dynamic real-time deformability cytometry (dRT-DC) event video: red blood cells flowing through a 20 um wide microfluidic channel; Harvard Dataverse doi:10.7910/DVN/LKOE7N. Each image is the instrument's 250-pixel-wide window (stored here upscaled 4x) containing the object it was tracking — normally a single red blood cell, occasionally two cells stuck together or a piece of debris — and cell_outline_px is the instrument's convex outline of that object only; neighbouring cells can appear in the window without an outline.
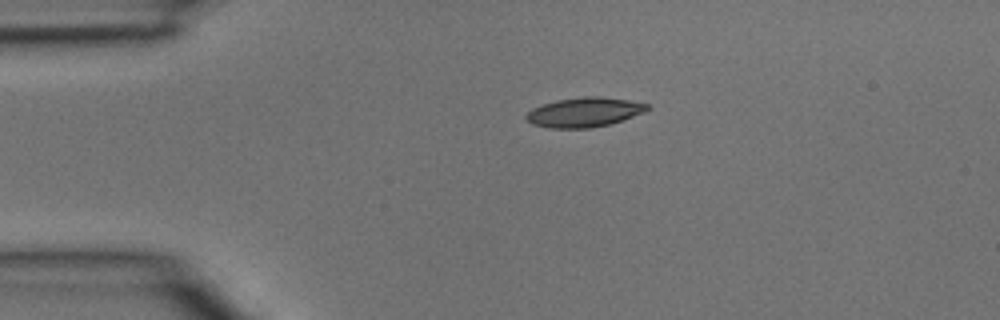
{"species": "common noctule bat (a hibernating species)", "species_latin": "Nyctalus noctula", "temperature_condition": "room temperature", "stored_images_in_passage": 2, "camera_frame_rate_fps": 3000, "um_per_image_px": 0.085, "animal": {"sex": "male", "body_mass_g": 15.6}, "frame": {"image": 1, "passage_image": 1, "time_ms": 0.0, "image_size_px": [1000, 320], "cell_outline_px": [[648, 108], [644, 112], [608, 124], [592, 128], [548, 128], [532, 124], [524, 116], [532, 108], [556, 100], [584, 96], [600, 96], [628, 100], [648, 104]], "centroid_in_image_um": [49.62, 9.53], "position_along_channel_um": 35.4, "area_um2": 20.63}}